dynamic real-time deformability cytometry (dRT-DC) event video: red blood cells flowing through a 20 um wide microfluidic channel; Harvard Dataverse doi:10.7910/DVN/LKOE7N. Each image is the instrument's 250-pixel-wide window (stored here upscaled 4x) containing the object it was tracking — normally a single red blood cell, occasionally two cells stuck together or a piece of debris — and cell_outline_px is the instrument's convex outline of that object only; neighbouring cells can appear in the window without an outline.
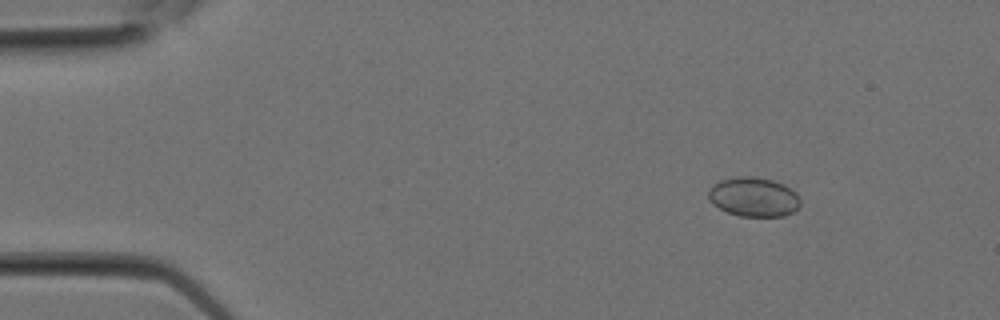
{"species": "Egyptian fruit bat (a non-hibernating species)", "species_latin": "Rousettus aegyptiacus", "temperature_condition": "room temperature", "stored_images_in_passage": 3, "segment_of_instrument_passage": [1, 2], "camera_frame_rate_fps": 3000, "um_per_image_px": 0.085, "animal": {"sex": "female"}, "frame": {"image": 1, "passage_image": 1, "time_ms": 0.0, "image_size_px": [1000, 320], "cell_outline_px": [[800, 204], [792, 212], [784, 216], [740, 216], [728, 212], [712, 204], [708, 196], [708, 192], [712, 184], [720, 180], [740, 176], [752, 176], [772, 180], [784, 184], [792, 188], [800, 196]], "centroid_in_image_um": [64.07, 16.73], "position_along_channel_um": 20.9, "area_um2": 21.15}}
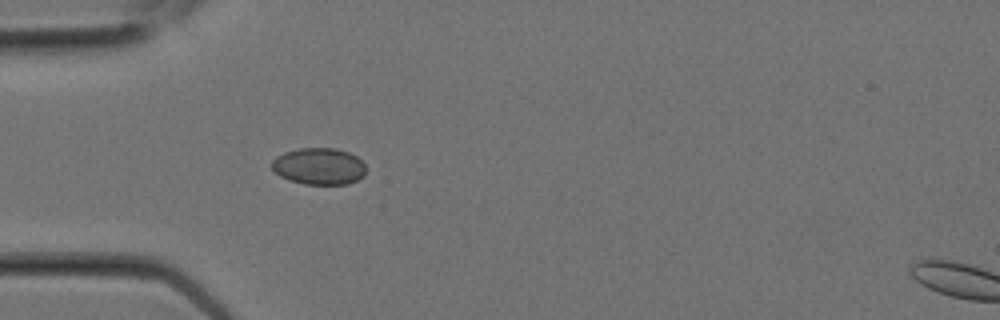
{"frame": {"image": 2, "passage_image": 2, "time_ms": 0.333, "image_size_px": [1000, 320], "cell_outline_px": [[364, 176], [348, 184], [304, 184], [288, 180], [280, 176], [272, 168], [272, 160], [276, 156], [284, 152], [300, 148], [336, 148], [348, 152], [356, 156], [364, 164]], "centroid_in_image_um": [27.09, 14.13], "position_along_channel_um": 57.9, "area_um2": 20.11}}